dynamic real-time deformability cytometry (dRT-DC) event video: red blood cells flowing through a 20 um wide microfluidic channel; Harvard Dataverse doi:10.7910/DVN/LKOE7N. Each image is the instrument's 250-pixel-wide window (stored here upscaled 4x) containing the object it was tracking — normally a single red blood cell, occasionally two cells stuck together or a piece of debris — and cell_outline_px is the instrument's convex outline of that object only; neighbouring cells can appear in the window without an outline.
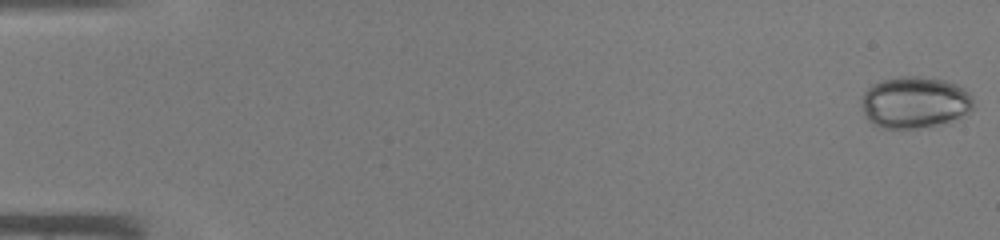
{"species": "common noctule bat (a hibernating species)", "species_latin": "Nyctalus noctula", "temperature_condition": "warm", "stored_images_in_passage": 41, "camera_frame_rate_fps": 3000, "um_per_image_px": 0.085, "animal": {"sex": "male", "body_mass_g": 19.0, "forearm_length_mm": 50.8}, "frame": {"image": 1, "passage_image": 1, "time_ms": 0.0, "image_size_px": [1000, 240], "cell_outline_px": [[972, 112], [936, 124], [916, 128], [884, 128], [872, 124], [864, 116], [864, 92], [872, 84], [880, 80], [900, 76], [920, 76], [944, 80], [956, 84], [964, 88], [972, 96]], "centroid_in_image_um": [77.75, 8.68], "position_along_channel_um": 7.3, "area_um2": 33.35}}
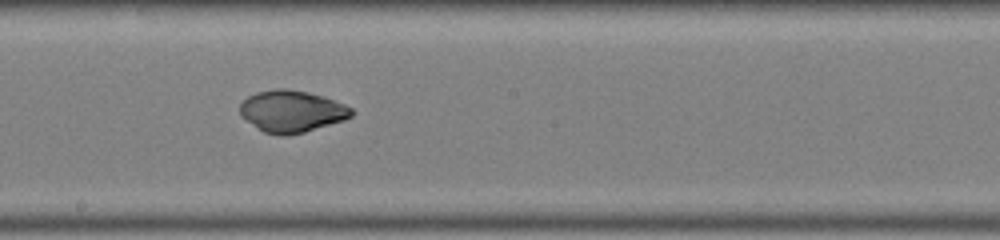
{"frame": {"image": 2, "passage_image": 26, "time_ms": 8.333, "image_size_px": [1000, 240], "cell_outline_px": [[356, 112], [352, 116], [344, 120], [304, 132], [284, 136], [280, 136], [264, 132], [240, 116], [240, 104], [248, 96], [256, 92], [276, 88], [288, 88], [308, 92], [344, 104], [352, 108]], "centroid_in_image_um": [24.79, 9.46], "position_along_channel_um": 223.4, "area_um2": 27.17}}
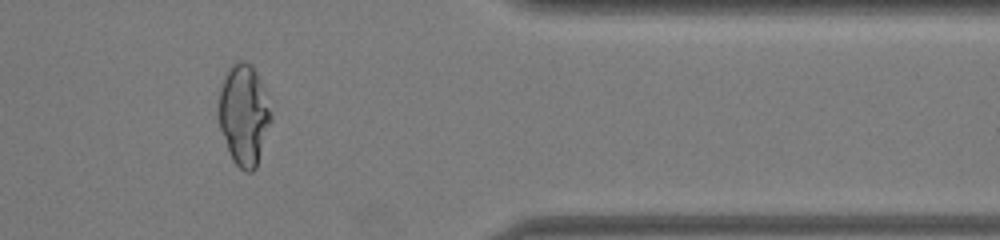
{"frame": {"image": 3, "passage_image": 38, "time_ms": 12.333, "image_size_px": [1000, 240], "cell_outline_px": [[272, 120], [256, 168], [252, 172], [244, 172], [232, 160], [228, 152], [216, 116], [216, 112], [220, 88], [224, 76], [228, 68], [236, 60], [244, 60], [252, 64], [264, 88], [272, 116]], "centroid_in_image_um": [20.7, 9.75], "position_along_channel_um": 390.7, "area_um2": 31.44}}